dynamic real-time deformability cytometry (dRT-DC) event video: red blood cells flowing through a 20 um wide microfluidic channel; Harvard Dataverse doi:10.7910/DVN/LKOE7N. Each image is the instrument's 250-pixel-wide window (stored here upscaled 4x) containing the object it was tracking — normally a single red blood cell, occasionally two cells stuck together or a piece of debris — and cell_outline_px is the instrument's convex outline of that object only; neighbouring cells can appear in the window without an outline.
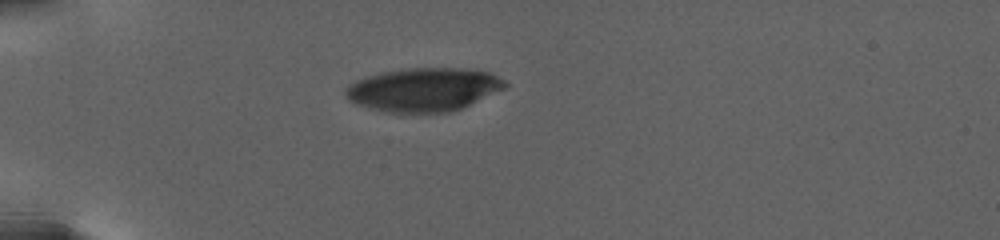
{"species": "human", "species_latin": "Homo sapiens", "temperature_condition": "warm", "stored_images_in_passage": 45, "camera_frame_rate_fps": 3000, "um_per_image_px": 0.085, "donor": {"sex": "female"}, "frame": {"image": 1, "passage_image": 1, "time_ms": 0.0, "image_size_px": [1000, 240], "cell_outline_px": [[508, 84], [504, 88], [460, 108], [448, 112], [388, 112], [368, 108], [356, 104], [348, 100], [344, 92], [344, 88], [348, 84], [356, 80], [380, 72], [408, 68], [464, 68], [488, 72], [504, 80]], "centroid_in_image_um": [35.94, 7.6], "position_along_channel_um": 49.1, "area_um2": 40.11}}
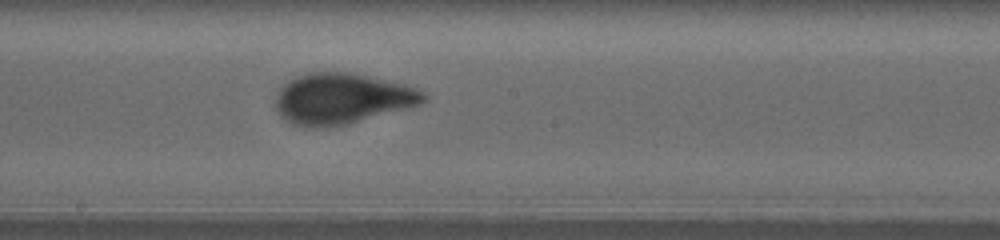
{"frame": {"image": 2, "passage_image": 19, "time_ms": 7.667, "image_size_px": [1000, 240], "cell_outline_px": [[428, 100], [420, 104], [348, 124], [328, 128], [308, 128], [292, 124], [284, 120], [280, 116], [276, 108], [276, 96], [280, 88], [288, 80], [296, 76], [312, 72], [344, 72], [404, 84], [424, 92], [428, 96]], "centroid_in_image_um": [29.02, 8.41], "position_along_channel_um": 219.2, "area_um2": 43.7}}
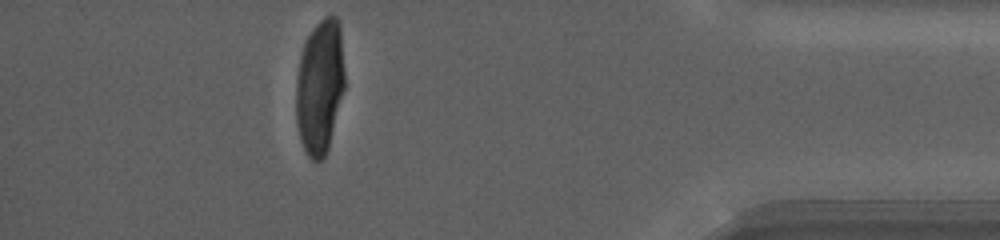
{"frame": {"image": 3, "passage_image": 39, "time_ms": 16.333, "image_size_px": [1000, 240], "cell_outline_px": [[344, 88], [328, 148], [324, 156], [320, 160], [312, 160], [308, 156], [300, 140], [296, 124], [296, 80], [300, 56], [304, 44], [308, 36], [316, 24], [328, 12], [332, 12], [340, 20], [344, 68]], "centroid_in_image_um": [27.18, 7.3], "position_along_channel_um": 408.0, "area_um2": 38.38}, "authors_computed_cell_mechanics": {"area_um2": 42.194, "velocity_mm_per_s": 2.6254, "shape_relaxation_time_tau1_ms": 5.6103, "shape_relaxation_time_tau2_ms": null, "deformation_change_tau1": 0.2085, "deformation_change_tau2": null}}